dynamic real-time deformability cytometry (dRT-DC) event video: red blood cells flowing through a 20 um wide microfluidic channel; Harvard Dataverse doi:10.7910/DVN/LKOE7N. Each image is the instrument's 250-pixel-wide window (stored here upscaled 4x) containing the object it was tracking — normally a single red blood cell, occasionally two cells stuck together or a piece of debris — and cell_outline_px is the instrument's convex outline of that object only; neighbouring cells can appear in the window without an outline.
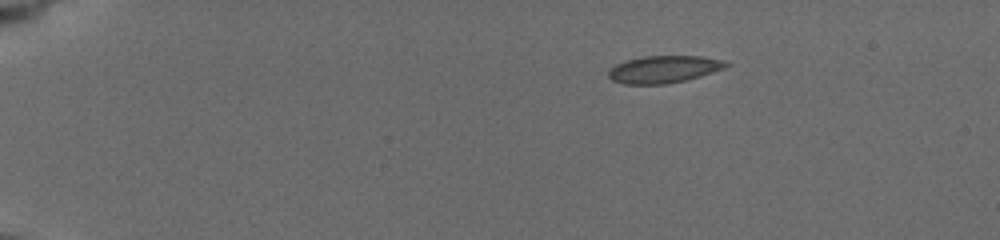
{"species": "common noctule bat (a hibernating species)", "species_latin": "Nyctalus noctula", "temperature_condition": "cold", "stored_images_in_passage": 47, "camera_frame_rate_fps": 3000, "um_per_image_px": 0.085, "animal": {"sex": "female", "body_mass_g": 19.5, "forearm_length_mm": 54.1}, "frame": {"image": 1, "passage_image": 1, "time_ms": 0.0, "image_size_px": [1000, 240], "cell_outline_px": [[732, 64], [724, 68], [700, 76], [668, 84], [624, 84], [612, 80], [608, 76], [608, 72], [616, 64], [624, 60], [644, 56], [700, 56], [724, 60]], "centroid_in_image_um": [56.42, 5.88], "position_along_channel_um": 28.6, "area_um2": 18.67}}
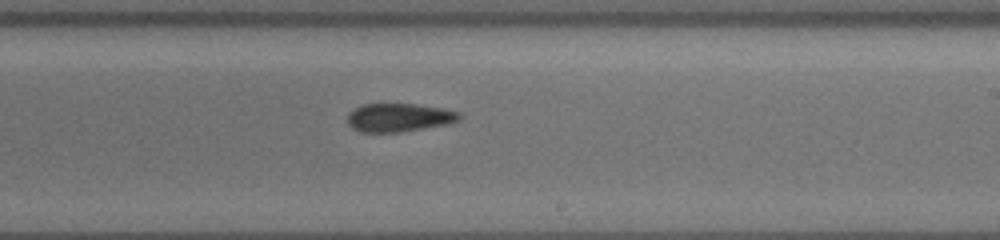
{"frame": {"image": 2, "passage_image": 27, "time_ms": 8.667, "image_size_px": [1000, 240], "cell_outline_px": [[464, 116], [460, 120], [452, 124], [400, 132], [360, 132], [352, 128], [348, 124], [348, 112], [364, 104], [416, 104], [440, 108], [460, 112]], "centroid_in_image_um": [33.97, 10.0], "position_along_channel_um": 255.0, "area_um2": 18.73}}
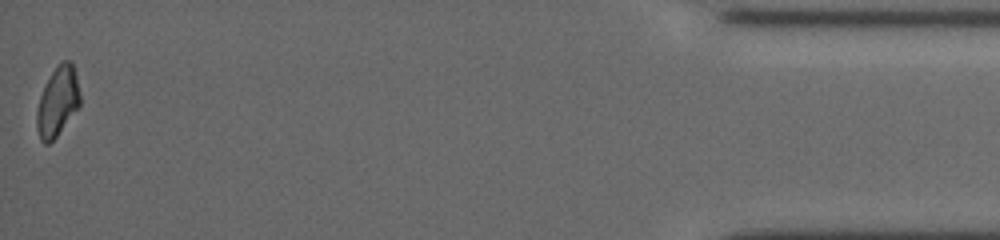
{"frame": {"image": 3, "passage_image": 47, "time_ms": 15.333, "image_size_px": [1000, 240], "cell_outline_px": [[80, 108], [56, 136], [48, 144], [44, 144], [40, 140], [36, 128], [36, 112], [40, 96], [52, 72], [60, 60], [68, 60], [72, 64], [76, 76], [80, 96]], "centroid_in_image_um": [4.9, 8.66], "position_along_channel_um": 430.3, "area_um2": 17.51}, "authors_computed_cell_mechanics": {"area_um2": 18.6694, "velocity_mm_per_s": 3.7637, "shape_relaxation_time_tau1_ms": null, "shape_relaxation_time_tau2_ms": 8.6815, "deformation_change_tau1": null, "deformation_change_tau2": 0.1266}}